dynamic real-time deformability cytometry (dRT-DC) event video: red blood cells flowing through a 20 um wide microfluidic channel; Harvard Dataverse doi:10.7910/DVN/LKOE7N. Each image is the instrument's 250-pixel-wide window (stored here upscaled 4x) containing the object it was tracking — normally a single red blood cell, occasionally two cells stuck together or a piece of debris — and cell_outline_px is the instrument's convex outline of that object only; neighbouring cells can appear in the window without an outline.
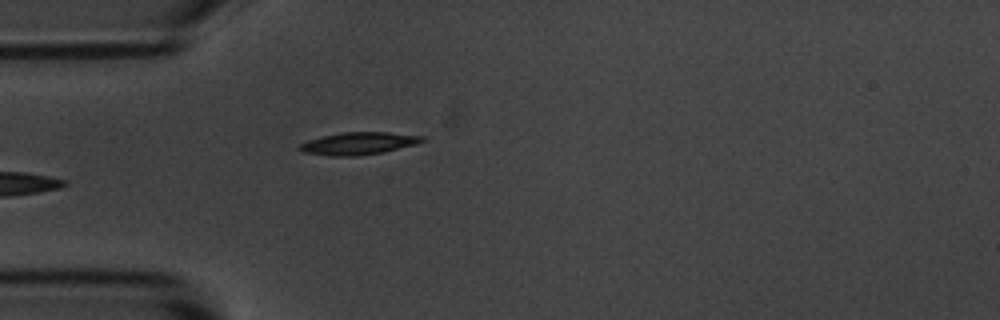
{"species": "common noctule bat (a hibernating species)", "species_latin": "Nyctalus noctula", "temperature_condition": "room temperature", "stored_images_in_passage": 4, "camera_frame_rate_fps": 3000, "um_per_image_px": 0.085, "animal": {"sex": "male", "body_mass_g": 20.1, "forearm_length_mm": 53.5}, "frame": {"image": 1, "passage_image": 4, "time_ms": 4.333, "image_size_px": [1000, 320], "cell_outline_px": [[424, 140], [416, 144], [380, 152], [356, 156], [332, 156], [304, 152], [296, 148], [300, 144], [308, 140], [320, 136], [340, 132], [388, 132], [424, 136]], "centroid_in_image_um": [30.42, 12.18], "position_along_channel_um": 54.6, "area_um2": 15.9}}